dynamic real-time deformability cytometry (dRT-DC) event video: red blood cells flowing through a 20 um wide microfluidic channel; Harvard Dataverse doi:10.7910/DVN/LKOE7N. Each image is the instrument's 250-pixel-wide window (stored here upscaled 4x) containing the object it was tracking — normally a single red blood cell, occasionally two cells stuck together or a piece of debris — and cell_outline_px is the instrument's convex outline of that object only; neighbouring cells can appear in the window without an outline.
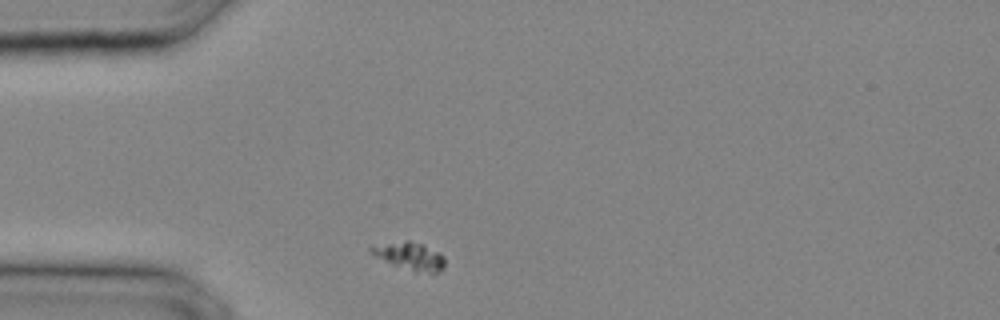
{"species": "common noctule bat (a hibernating species)", "species_latin": "Nyctalus noctula", "temperature_condition": "cold", "stored_images_in_passage": 25, "camera_frame_rate_fps": 3000, "um_per_image_px": 0.085, "animal": {"sex": "male", "body_mass_g": 20.4}, "frame": {"image": 1, "passage_image": 2, "time_ms": 0.333, "image_size_px": [1000, 320], "cell_outline_px": [[444, 268], [432, 276], [416, 272], [392, 264], [376, 256], [368, 248], [404, 240], [408, 240], [424, 244], [444, 256]], "centroid_in_image_um": [34.94, 21.81], "position_along_channel_um": 50.1, "area_um2": 11.85}}
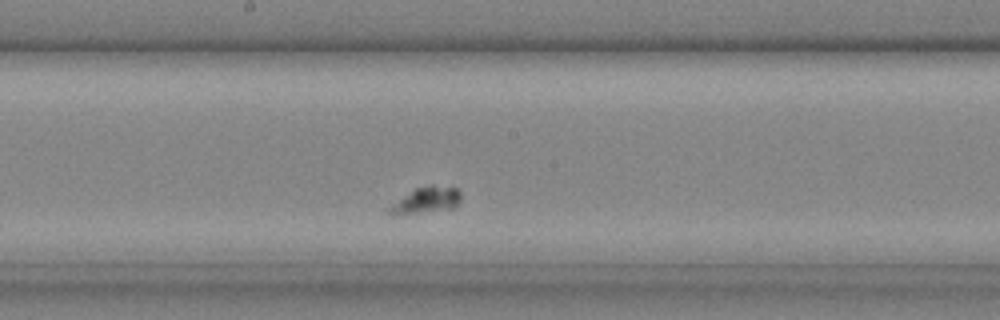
{"frame": {"image": 2, "passage_image": 11, "time_ms": 3.333, "image_size_px": [1000, 320], "cell_outline_px": [[460, 200], [452, 208], [416, 212], [388, 212], [388, 208], [392, 204], [416, 188], [428, 184], [432, 184], [456, 188], [460, 192]], "centroid_in_image_um": [36.31, 16.95], "position_along_channel_um": 211.9, "area_um2": 10.17}}
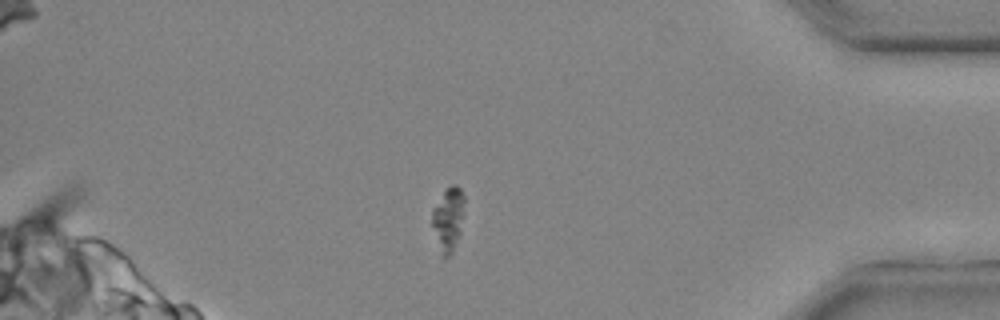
{"frame": {"image": 3, "passage_image": 22, "time_ms": 7.0, "image_size_px": [1000, 320], "cell_outline_px": [[464, 212], [460, 232], [452, 252], [448, 256], [444, 256], [432, 224], [432, 208], [444, 188], [452, 184], [456, 184], [460, 188], [464, 196]], "centroid_in_image_um": [38.12, 18.48], "position_along_channel_um": 397.1, "area_um2": 11.79}}